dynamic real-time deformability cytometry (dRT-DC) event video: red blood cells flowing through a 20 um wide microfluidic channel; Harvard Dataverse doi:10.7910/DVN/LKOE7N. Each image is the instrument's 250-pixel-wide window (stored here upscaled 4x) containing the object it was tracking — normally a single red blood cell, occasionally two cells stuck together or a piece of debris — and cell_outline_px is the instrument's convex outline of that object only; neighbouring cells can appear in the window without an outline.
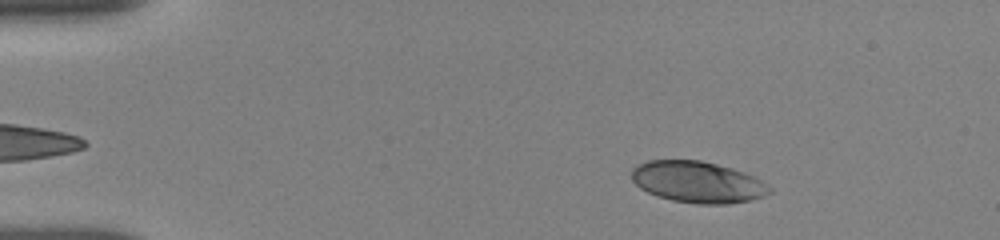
{"species": "human", "species_latin": "Homo sapiens", "temperature_condition": "room temperature", "stored_images_in_passage": 32, "camera_frame_rate_fps": 3000, "um_per_image_px": 0.085, "donor": {"sex": "female"}, "frame": {"image": 1, "passage_image": 10, "time_ms": 2.333, "image_size_px": [1000, 240], "cell_outline_px": [[772, 192], [764, 196], [752, 200], [728, 204], [696, 204], [672, 200], [648, 192], [640, 188], [632, 180], [632, 168], [648, 160], [700, 160], [732, 168], [756, 176], [768, 184], [772, 188]], "centroid_in_image_um": [59.35, 15.48], "position_along_channel_um": 25.6, "area_um2": 33.41}}
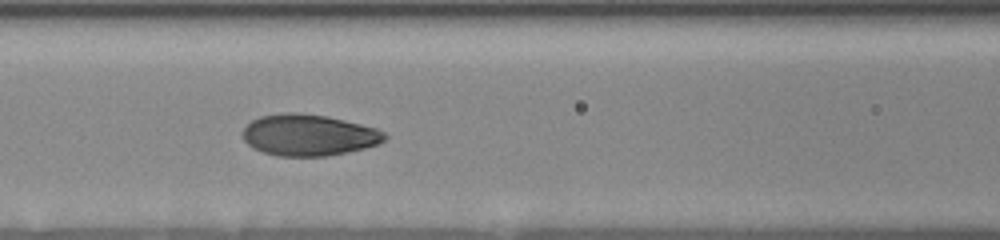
{"frame": {"image": 2, "passage_image": 30, "time_ms": 7.333, "image_size_px": [1000, 240], "cell_outline_px": [[388, 136], [380, 144], [348, 152], [324, 156], [280, 156], [264, 152], [252, 148], [244, 140], [244, 128], [252, 120], [260, 116], [284, 112], [296, 112], [328, 116], [376, 128], [384, 132]], "centroid_in_image_um": [26.25, 11.47], "position_along_channel_um": 140.3, "area_um2": 34.22}}
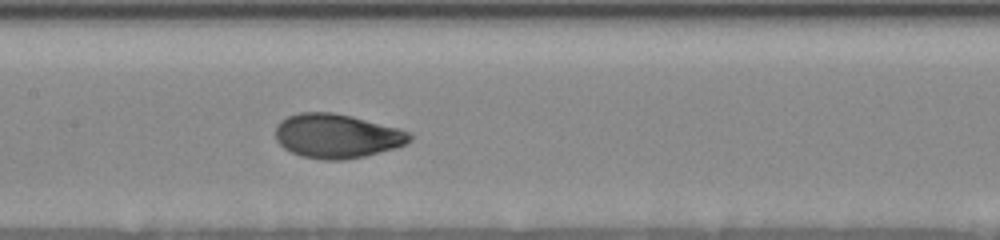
{"frame": {"image": 3, "passage_image": 32, "time_ms": 8.333, "image_size_px": [1000, 240], "cell_outline_px": [[412, 140], [408, 144], [396, 148], [364, 156], [344, 160], [324, 160], [300, 156], [284, 148], [276, 140], [276, 124], [280, 120], [288, 116], [300, 112], [332, 112], [352, 116], [400, 128], [412, 132]], "centroid_in_image_um": [28.67, 11.56], "position_along_channel_um": 178.7, "area_um2": 34.97}}